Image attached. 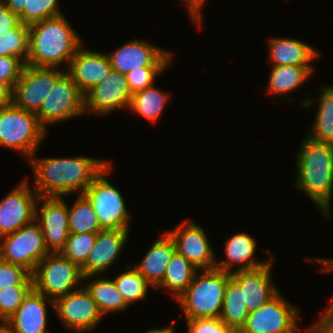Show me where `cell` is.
<instances>
[{
	"label": "cell",
	"instance_id": "obj_37",
	"mask_svg": "<svg viewBox=\"0 0 333 333\" xmlns=\"http://www.w3.org/2000/svg\"><path fill=\"white\" fill-rule=\"evenodd\" d=\"M11 286H33L32 276L23 267L0 259V290Z\"/></svg>",
	"mask_w": 333,
	"mask_h": 333
},
{
	"label": "cell",
	"instance_id": "obj_45",
	"mask_svg": "<svg viewBox=\"0 0 333 333\" xmlns=\"http://www.w3.org/2000/svg\"><path fill=\"white\" fill-rule=\"evenodd\" d=\"M174 331H175V329H173V326L169 325V326H166L161 329H160V327L149 329L145 333H175Z\"/></svg>",
	"mask_w": 333,
	"mask_h": 333
},
{
	"label": "cell",
	"instance_id": "obj_46",
	"mask_svg": "<svg viewBox=\"0 0 333 333\" xmlns=\"http://www.w3.org/2000/svg\"><path fill=\"white\" fill-rule=\"evenodd\" d=\"M0 333H11L7 328H5L3 325L0 327Z\"/></svg>",
	"mask_w": 333,
	"mask_h": 333
},
{
	"label": "cell",
	"instance_id": "obj_6",
	"mask_svg": "<svg viewBox=\"0 0 333 333\" xmlns=\"http://www.w3.org/2000/svg\"><path fill=\"white\" fill-rule=\"evenodd\" d=\"M33 289L55 301L77 289L83 280L81 268L61 253H49L35 267L31 274Z\"/></svg>",
	"mask_w": 333,
	"mask_h": 333
},
{
	"label": "cell",
	"instance_id": "obj_2",
	"mask_svg": "<svg viewBox=\"0 0 333 333\" xmlns=\"http://www.w3.org/2000/svg\"><path fill=\"white\" fill-rule=\"evenodd\" d=\"M301 143L296 157L295 185L314 201L324 218L328 219L333 200V144L318 142L308 136Z\"/></svg>",
	"mask_w": 333,
	"mask_h": 333
},
{
	"label": "cell",
	"instance_id": "obj_25",
	"mask_svg": "<svg viewBox=\"0 0 333 333\" xmlns=\"http://www.w3.org/2000/svg\"><path fill=\"white\" fill-rule=\"evenodd\" d=\"M198 269L177 251L170 259L162 281L155 287L166 288L177 300L192 283Z\"/></svg>",
	"mask_w": 333,
	"mask_h": 333
},
{
	"label": "cell",
	"instance_id": "obj_43",
	"mask_svg": "<svg viewBox=\"0 0 333 333\" xmlns=\"http://www.w3.org/2000/svg\"><path fill=\"white\" fill-rule=\"evenodd\" d=\"M186 3V6L188 7L191 20L194 24L198 25L197 27H200V24L202 23V7H204V4L206 3V0H182Z\"/></svg>",
	"mask_w": 333,
	"mask_h": 333
},
{
	"label": "cell",
	"instance_id": "obj_1",
	"mask_svg": "<svg viewBox=\"0 0 333 333\" xmlns=\"http://www.w3.org/2000/svg\"><path fill=\"white\" fill-rule=\"evenodd\" d=\"M29 162L34 172V188L39 196L63 197L71 193L83 195L88 186L110 162L88 157L38 159Z\"/></svg>",
	"mask_w": 333,
	"mask_h": 333
},
{
	"label": "cell",
	"instance_id": "obj_17",
	"mask_svg": "<svg viewBox=\"0 0 333 333\" xmlns=\"http://www.w3.org/2000/svg\"><path fill=\"white\" fill-rule=\"evenodd\" d=\"M114 70L128 74L135 68L169 67L172 53L146 41L132 40L107 54Z\"/></svg>",
	"mask_w": 333,
	"mask_h": 333
},
{
	"label": "cell",
	"instance_id": "obj_7",
	"mask_svg": "<svg viewBox=\"0 0 333 333\" xmlns=\"http://www.w3.org/2000/svg\"><path fill=\"white\" fill-rule=\"evenodd\" d=\"M109 164L84 191L92 204L100 227L109 230H129L130 217L121 192L106 179L111 172Z\"/></svg>",
	"mask_w": 333,
	"mask_h": 333
},
{
	"label": "cell",
	"instance_id": "obj_41",
	"mask_svg": "<svg viewBox=\"0 0 333 333\" xmlns=\"http://www.w3.org/2000/svg\"><path fill=\"white\" fill-rule=\"evenodd\" d=\"M306 330L308 333H333V300L319 319Z\"/></svg>",
	"mask_w": 333,
	"mask_h": 333
},
{
	"label": "cell",
	"instance_id": "obj_38",
	"mask_svg": "<svg viewBox=\"0 0 333 333\" xmlns=\"http://www.w3.org/2000/svg\"><path fill=\"white\" fill-rule=\"evenodd\" d=\"M167 67L135 68L126 74L129 90L132 94L154 85V79Z\"/></svg>",
	"mask_w": 333,
	"mask_h": 333
},
{
	"label": "cell",
	"instance_id": "obj_18",
	"mask_svg": "<svg viewBox=\"0 0 333 333\" xmlns=\"http://www.w3.org/2000/svg\"><path fill=\"white\" fill-rule=\"evenodd\" d=\"M129 230L104 229L97 233V238L92 250L81 267L83 280L98 277L100 273L108 268L119 258L124 246H126Z\"/></svg>",
	"mask_w": 333,
	"mask_h": 333
},
{
	"label": "cell",
	"instance_id": "obj_11",
	"mask_svg": "<svg viewBox=\"0 0 333 333\" xmlns=\"http://www.w3.org/2000/svg\"><path fill=\"white\" fill-rule=\"evenodd\" d=\"M278 292L267 303L249 313L238 333H298L299 310Z\"/></svg>",
	"mask_w": 333,
	"mask_h": 333
},
{
	"label": "cell",
	"instance_id": "obj_36",
	"mask_svg": "<svg viewBox=\"0 0 333 333\" xmlns=\"http://www.w3.org/2000/svg\"><path fill=\"white\" fill-rule=\"evenodd\" d=\"M33 286H11L0 290V321L3 325L23 303Z\"/></svg>",
	"mask_w": 333,
	"mask_h": 333
},
{
	"label": "cell",
	"instance_id": "obj_15",
	"mask_svg": "<svg viewBox=\"0 0 333 333\" xmlns=\"http://www.w3.org/2000/svg\"><path fill=\"white\" fill-rule=\"evenodd\" d=\"M40 202L42 205L38 210ZM37 203L35 220L44 234L45 246L49 253H60L70 234L68 205L62 197L57 196H39Z\"/></svg>",
	"mask_w": 333,
	"mask_h": 333
},
{
	"label": "cell",
	"instance_id": "obj_42",
	"mask_svg": "<svg viewBox=\"0 0 333 333\" xmlns=\"http://www.w3.org/2000/svg\"><path fill=\"white\" fill-rule=\"evenodd\" d=\"M20 22L19 17L0 0V32H8Z\"/></svg>",
	"mask_w": 333,
	"mask_h": 333
},
{
	"label": "cell",
	"instance_id": "obj_13",
	"mask_svg": "<svg viewBox=\"0 0 333 333\" xmlns=\"http://www.w3.org/2000/svg\"><path fill=\"white\" fill-rule=\"evenodd\" d=\"M38 198L26 178L0 200V238L35 220Z\"/></svg>",
	"mask_w": 333,
	"mask_h": 333
},
{
	"label": "cell",
	"instance_id": "obj_35",
	"mask_svg": "<svg viewBox=\"0 0 333 333\" xmlns=\"http://www.w3.org/2000/svg\"><path fill=\"white\" fill-rule=\"evenodd\" d=\"M96 238L97 233H70L60 253L81 268L86 263Z\"/></svg>",
	"mask_w": 333,
	"mask_h": 333
},
{
	"label": "cell",
	"instance_id": "obj_24",
	"mask_svg": "<svg viewBox=\"0 0 333 333\" xmlns=\"http://www.w3.org/2000/svg\"><path fill=\"white\" fill-rule=\"evenodd\" d=\"M176 251L174 242L166 232L150 246L142 261L134 267L154 288L162 281L166 267Z\"/></svg>",
	"mask_w": 333,
	"mask_h": 333
},
{
	"label": "cell",
	"instance_id": "obj_26",
	"mask_svg": "<svg viewBox=\"0 0 333 333\" xmlns=\"http://www.w3.org/2000/svg\"><path fill=\"white\" fill-rule=\"evenodd\" d=\"M271 67L267 90L281 98L304 84V81L314 72L313 66L280 65Z\"/></svg>",
	"mask_w": 333,
	"mask_h": 333
},
{
	"label": "cell",
	"instance_id": "obj_8",
	"mask_svg": "<svg viewBox=\"0 0 333 333\" xmlns=\"http://www.w3.org/2000/svg\"><path fill=\"white\" fill-rule=\"evenodd\" d=\"M0 259L19 265L30 274L49 252L45 246L44 234L34 220L12 234L0 238Z\"/></svg>",
	"mask_w": 333,
	"mask_h": 333
},
{
	"label": "cell",
	"instance_id": "obj_29",
	"mask_svg": "<svg viewBox=\"0 0 333 333\" xmlns=\"http://www.w3.org/2000/svg\"><path fill=\"white\" fill-rule=\"evenodd\" d=\"M248 315V309L246 305L243 304L241 288L230 278L225 288L219 319L238 333L244 326Z\"/></svg>",
	"mask_w": 333,
	"mask_h": 333
},
{
	"label": "cell",
	"instance_id": "obj_40",
	"mask_svg": "<svg viewBox=\"0 0 333 333\" xmlns=\"http://www.w3.org/2000/svg\"><path fill=\"white\" fill-rule=\"evenodd\" d=\"M187 333H236L219 318L186 320Z\"/></svg>",
	"mask_w": 333,
	"mask_h": 333
},
{
	"label": "cell",
	"instance_id": "obj_27",
	"mask_svg": "<svg viewBox=\"0 0 333 333\" xmlns=\"http://www.w3.org/2000/svg\"><path fill=\"white\" fill-rule=\"evenodd\" d=\"M24 25L62 15L58 0H1Z\"/></svg>",
	"mask_w": 333,
	"mask_h": 333
},
{
	"label": "cell",
	"instance_id": "obj_30",
	"mask_svg": "<svg viewBox=\"0 0 333 333\" xmlns=\"http://www.w3.org/2000/svg\"><path fill=\"white\" fill-rule=\"evenodd\" d=\"M167 98L168 93L153 85L132 94L128 110L155 123L163 112Z\"/></svg>",
	"mask_w": 333,
	"mask_h": 333
},
{
	"label": "cell",
	"instance_id": "obj_22",
	"mask_svg": "<svg viewBox=\"0 0 333 333\" xmlns=\"http://www.w3.org/2000/svg\"><path fill=\"white\" fill-rule=\"evenodd\" d=\"M256 239L247 233L238 232L232 235L225 243V254L227 259L224 261L216 262V269L224 272L233 273L240 270H252L264 266L269 260L256 261L254 253L256 252ZM241 264L237 266L236 270L232 267L234 264Z\"/></svg>",
	"mask_w": 333,
	"mask_h": 333
},
{
	"label": "cell",
	"instance_id": "obj_5",
	"mask_svg": "<svg viewBox=\"0 0 333 333\" xmlns=\"http://www.w3.org/2000/svg\"><path fill=\"white\" fill-rule=\"evenodd\" d=\"M46 133L35 113L13 103L0 107V147L17 150L29 161Z\"/></svg>",
	"mask_w": 333,
	"mask_h": 333
},
{
	"label": "cell",
	"instance_id": "obj_32",
	"mask_svg": "<svg viewBox=\"0 0 333 333\" xmlns=\"http://www.w3.org/2000/svg\"><path fill=\"white\" fill-rule=\"evenodd\" d=\"M68 228L73 234L98 233L103 230L92 204L84 195L78 194L72 207H68Z\"/></svg>",
	"mask_w": 333,
	"mask_h": 333
},
{
	"label": "cell",
	"instance_id": "obj_28",
	"mask_svg": "<svg viewBox=\"0 0 333 333\" xmlns=\"http://www.w3.org/2000/svg\"><path fill=\"white\" fill-rule=\"evenodd\" d=\"M84 287L98 305L102 315L119 310L125 311L129 306L121 292L117 289L113 279L96 277L91 282H86Z\"/></svg>",
	"mask_w": 333,
	"mask_h": 333
},
{
	"label": "cell",
	"instance_id": "obj_21",
	"mask_svg": "<svg viewBox=\"0 0 333 333\" xmlns=\"http://www.w3.org/2000/svg\"><path fill=\"white\" fill-rule=\"evenodd\" d=\"M47 303L54 309L53 300L32 289L3 326L11 333H46Z\"/></svg>",
	"mask_w": 333,
	"mask_h": 333
},
{
	"label": "cell",
	"instance_id": "obj_9",
	"mask_svg": "<svg viewBox=\"0 0 333 333\" xmlns=\"http://www.w3.org/2000/svg\"><path fill=\"white\" fill-rule=\"evenodd\" d=\"M82 114H85L84 95L65 71L36 113L39 124L47 130V125L73 119Z\"/></svg>",
	"mask_w": 333,
	"mask_h": 333
},
{
	"label": "cell",
	"instance_id": "obj_23",
	"mask_svg": "<svg viewBox=\"0 0 333 333\" xmlns=\"http://www.w3.org/2000/svg\"><path fill=\"white\" fill-rule=\"evenodd\" d=\"M268 43L272 66H313L311 61L319 56L316 49L298 39L274 37Z\"/></svg>",
	"mask_w": 333,
	"mask_h": 333
},
{
	"label": "cell",
	"instance_id": "obj_4",
	"mask_svg": "<svg viewBox=\"0 0 333 333\" xmlns=\"http://www.w3.org/2000/svg\"><path fill=\"white\" fill-rule=\"evenodd\" d=\"M231 273L219 269L202 270L177 299L185 320L220 318L225 288Z\"/></svg>",
	"mask_w": 333,
	"mask_h": 333
},
{
	"label": "cell",
	"instance_id": "obj_12",
	"mask_svg": "<svg viewBox=\"0 0 333 333\" xmlns=\"http://www.w3.org/2000/svg\"><path fill=\"white\" fill-rule=\"evenodd\" d=\"M54 310L63 326L75 333L92 331L103 317L84 286L57 298Z\"/></svg>",
	"mask_w": 333,
	"mask_h": 333
},
{
	"label": "cell",
	"instance_id": "obj_19",
	"mask_svg": "<svg viewBox=\"0 0 333 333\" xmlns=\"http://www.w3.org/2000/svg\"><path fill=\"white\" fill-rule=\"evenodd\" d=\"M273 258L271 255L269 262L262 267L231 273V278L241 288L243 304L249 313L260 308L279 292L271 279Z\"/></svg>",
	"mask_w": 333,
	"mask_h": 333
},
{
	"label": "cell",
	"instance_id": "obj_34",
	"mask_svg": "<svg viewBox=\"0 0 333 333\" xmlns=\"http://www.w3.org/2000/svg\"><path fill=\"white\" fill-rule=\"evenodd\" d=\"M125 267L128 270L116 276V278H114V283L123 295L126 303L131 305L135 301L139 302L145 298L148 289L154 287L145 280L134 266H132L133 268H130L129 265H125Z\"/></svg>",
	"mask_w": 333,
	"mask_h": 333
},
{
	"label": "cell",
	"instance_id": "obj_10",
	"mask_svg": "<svg viewBox=\"0 0 333 333\" xmlns=\"http://www.w3.org/2000/svg\"><path fill=\"white\" fill-rule=\"evenodd\" d=\"M56 67L26 64L12 91V103L21 109L37 113L56 81L64 74Z\"/></svg>",
	"mask_w": 333,
	"mask_h": 333
},
{
	"label": "cell",
	"instance_id": "obj_39",
	"mask_svg": "<svg viewBox=\"0 0 333 333\" xmlns=\"http://www.w3.org/2000/svg\"><path fill=\"white\" fill-rule=\"evenodd\" d=\"M25 65L26 63L16 56H0V81L13 90Z\"/></svg>",
	"mask_w": 333,
	"mask_h": 333
},
{
	"label": "cell",
	"instance_id": "obj_44",
	"mask_svg": "<svg viewBox=\"0 0 333 333\" xmlns=\"http://www.w3.org/2000/svg\"><path fill=\"white\" fill-rule=\"evenodd\" d=\"M12 89L0 81V107L12 104Z\"/></svg>",
	"mask_w": 333,
	"mask_h": 333
},
{
	"label": "cell",
	"instance_id": "obj_16",
	"mask_svg": "<svg viewBox=\"0 0 333 333\" xmlns=\"http://www.w3.org/2000/svg\"><path fill=\"white\" fill-rule=\"evenodd\" d=\"M178 253L190 261L199 271L216 267V257L203 228L186 220L167 232Z\"/></svg>",
	"mask_w": 333,
	"mask_h": 333
},
{
	"label": "cell",
	"instance_id": "obj_31",
	"mask_svg": "<svg viewBox=\"0 0 333 333\" xmlns=\"http://www.w3.org/2000/svg\"><path fill=\"white\" fill-rule=\"evenodd\" d=\"M319 95L315 122L312 123L308 137L333 144V86L322 88Z\"/></svg>",
	"mask_w": 333,
	"mask_h": 333
},
{
	"label": "cell",
	"instance_id": "obj_20",
	"mask_svg": "<svg viewBox=\"0 0 333 333\" xmlns=\"http://www.w3.org/2000/svg\"><path fill=\"white\" fill-rule=\"evenodd\" d=\"M82 47L83 45L70 60L66 71L79 91L85 95L109 75L112 67L107 54L85 50Z\"/></svg>",
	"mask_w": 333,
	"mask_h": 333
},
{
	"label": "cell",
	"instance_id": "obj_14",
	"mask_svg": "<svg viewBox=\"0 0 333 333\" xmlns=\"http://www.w3.org/2000/svg\"><path fill=\"white\" fill-rule=\"evenodd\" d=\"M131 98L126 75L111 69L104 80L84 95V111L104 116L116 109H128Z\"/></svg>",
	"mask_w": 333,
	"mask_h": 333
},
{
	"label": "cell",
	"instance_id": "obj_3",
	"mask_svg": "<svg viewBox=\"0 0 333 333\" xmlns=\"http://www.w3.org/2000/svg\"><path fill=\"white\" fill-rule=\"evenodd\" d=\"M84 45L78 33L64 15L45 19L29 26L27 63L34 66L56 67L70 60Z\"/></svg>",
	"mask_w": 333,
	"mask_h": 333
},
{
	"label": "cell",
	"instance_id": "obj_33",
	"mask_svg": "<svg viewBox=\"0 0 333 333\" xmlns=\"http://www.w3.org/2000/svg\"><path fill=\"white\" fill-rule=\"evenodd\" d=\"M29 55V26L19 22L8 32H0V56H16L27 63Z\"/></svg>",
	"mask_w": 333,
	"mask_h": 333
}]
</instances>
